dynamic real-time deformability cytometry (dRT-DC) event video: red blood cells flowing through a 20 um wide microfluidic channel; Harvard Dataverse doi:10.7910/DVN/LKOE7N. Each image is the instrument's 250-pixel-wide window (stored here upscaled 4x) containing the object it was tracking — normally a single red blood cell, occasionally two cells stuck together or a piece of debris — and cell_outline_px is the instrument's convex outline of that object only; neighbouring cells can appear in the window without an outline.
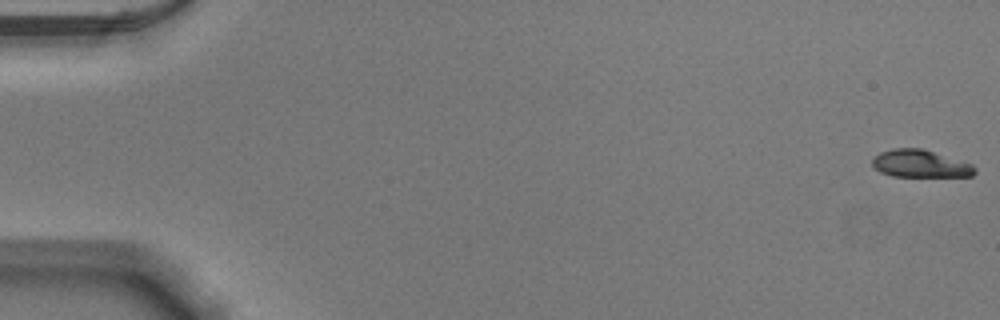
{"species": "Egyptian fruit bat (a non-hibernating species)", "species_latin": "Rousettus aegyptiacus", "temperature_condition": "warm", "stored_images_in_passage": 32, "camera_frame_rate_fps": 3000, "um_per_image_px": 0.085, "animal": {"sex": "male"}, "frame": {"image": 1, "passage_image": 1, "time_ms": 0.0, "image_size_px": [1000, 320], "cell_outline_px": [[976, 172], [972, 176], [892, 176], [880, 172], [872, 164], [872, 160], [880, 152], [892, 148], [920, 148], [972, 164], [976, 168]], "centroid_in_image_um": [78.21, 13.92], "position_along_channel_um": 6.8, "area_um2": 16.18}}
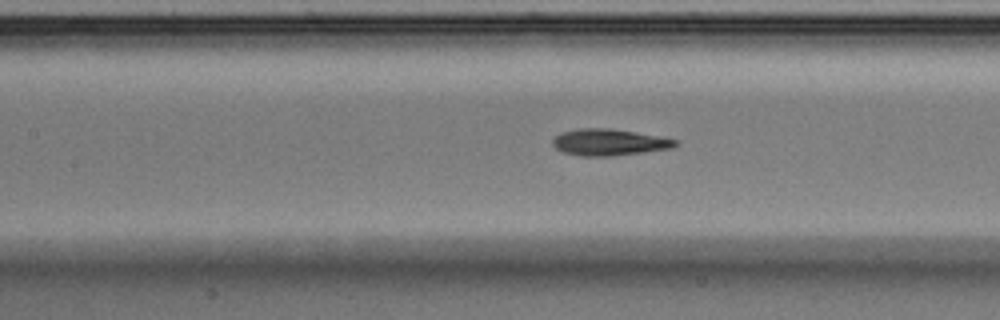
{"frame": {"image": 2, "passage_image": 25, "time_ms": 8.0, "image_size_px": [1000, 320], "cell_outline_px": [[680, 144], [672, 148], [644, 152], [612, 156], [580, 156], [560, 152], [552, 144], [552, 140], [560, 132], [580, 128], [608, 128], [636, 132], [680, 140]], "centroid_in_image_um": [51.78, 12.09], "position_along_channel_um": 155.6, "area_um2": 19.19}}
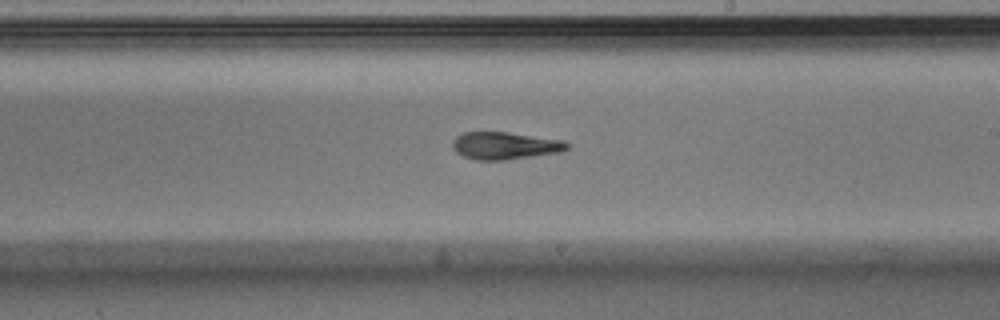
{"frame": {"image": 3, "passage_image": 32, "time_ms": 10.333, "image_size_px": [1000, 320], "cell_outline_px": [[568, 148], [560, 152], [504, 160], [476, 160], [464, 156], [456, 152], [452, 148], [452, 140], [456, 136], [464, 132], [508, 132], [564, 140], [568, 144]], "centroid_in_image_um": [42.89, 12.37], "position_along_channel_um": 246.1, "area_um2": 18.26}}